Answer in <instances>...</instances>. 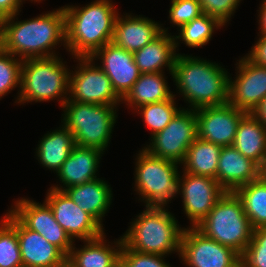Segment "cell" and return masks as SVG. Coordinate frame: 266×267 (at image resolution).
<instances>
[{"instance_id":"ffe728a7","label":"cell","mask_w":266,"mask_h":267,"mask_svg":"<svg viewBox=\"0 0 266 267\" xmlns=\"http://www.w3.org/2000/svg\"><path fill=\"white\" fill-rule=\"evenodd\" d=\"M260 166L243 156L235 147H222L216 181L226 192H235L239 187L259 179Z\"/></svg>"},{"instance_id":"7bdbcfd3","label":"cell","mask_w":266,"mask_h":267,"mask_svg":"<svg viewBox=\"0 0 266 267\" xmlns=\"http://www.w3.org/2000/svg\"><path fill=\"white\" fill-rule=\"evenodd\" d=\"M56 267H74V266L66 258L61 264L57 265Z\"/></svg>"},{"instance_id":"1f68e13d","label":"cell","mask_w":266,"mask_h":267,"mask_svg":"<svg viewBox=\"0 0 266 267\" xmlns=\"http://www.w3.org/2000/svg\"><path fill=\"white\" fill-rule=\"evenodd\" d=\"M176 95L161 102L145 104L135 109L143 117L146 126L151 130V137L163 130L182 109L176 106Z\"/></svg>"},{"instance_id":"ac0fdd59","label":"cell","mask_w":266,"mask_h":267,"mask_svg":"<svg viewBox=\"0 0 266 267\" xmlns=\"http://www.w3.org/2000/svg\"><path fill=\"white\" fill-rule=\"evenodd\" d=\"M118 13L111 42L128 52L134 53L150 43L163 32V24L142 15Z\"/></svg>"},{"instance_id":"e0dca14e","label":"cell","mask_w":266,"mask_h":267,"mask_svg":"<svg viewBox=\"0 0 266 267\" xmlns=\"http://www.w3.org/2000/svg\"><path fill=\"white\" fill-rule=\"evenodd\" d=\"M91 58L95 61L101 60L99 66L111 80L114 91L121 99L131 90L141 74L133 53L112 42L98 49Z\"/></svg>"},{"instance_id":"8d00e7d4","label":"cell","mask_w":266,"mask_h":267,"mask_svg":"<svg viewBox=\"0 0 266 267\" xmlns=\"http://www.w3.org/2000/svg\"><path fill=\"white\" fill-rule=\"evenodd\" d=\"M241 0H198L203 14L218 19L226 25L238 8Z\"/></svg>"},{"instance_id":"b9f144b4","label":"cell","mask_w":266,"mask_h":267,"mask_svg":"<svg viewBox=\"0 0 266 267\" xmlns=\"http://www.w3.org/2000/svg\"><path fill=\"white\" fill-rule=\"evenodd\" d=\"M259 178L266 183V156L264 157L259 168Z\"/></svg>"},{"instance_id":"4fadbf2b","label":"cell","mask_w":266,"mask_h":267,"mask_svg":"<svg viewBox=\"0 0 266 267\" xmlns=\"http://www.w3.org/2000/svg\"><path fill=\"white\" fill-rule=\"evenodd\" d=\"M26 228L39 233L48 242L58 247L66 256L74 241L57 223L49 204H41L28 198H20L9 210Z\"/></svg>"},{"instance_id":"d590c367","label":"cell","mask_w":266,"mask_h":267,"mask_svg":"<svg viewBox=\"0 0 266 267\" xmlns=\"http://www.w3.org/2000/svg\"><path fill=\"white\" fill-rule=\"evenodd\" d=\"M164 258L166 256L159 254L136 252L124 244L120 253V259L127 267H171L170 263H166Z\"/></svg>"},{"instance_id":"4316f807","label":"cell","mask_w":266,"mask_h":267,"mask_svg":"<svg viewBox=\"0 0 266 267\" xmlns=\"http://www.w3.org/2000/svg\"><path fill=\"white\" fill-rule=\"evenodd\" d=\"M232 146L260 166L266 156V127L250 112L246 113L239 122Z\"/></svg>"},{"instance_id":"5bb4252c","label":"cell","mask_w":266,"mask_h":267,"mask_svg":"<svg viewBox=\"0 0 266 267\" xmlns=\"http://www.w3.org/2000/svg\"><path fill=\"white\" fill-rule=\"evenodd\" d=\"M45 201L51 207L57 223L74 242L76 239L92 240L105 232V229L92 216L77 206L64 191L50 187Z\"/></svg>"},{"instance_id":"ee69618b","label":"cell","mask_w":266,"mask_h":267,"mask_svg":"<svg viewBox=\"0 0 266 267\" xmlns=\"http://www.w3.org/2000/svg\"><path fill=\"white\" fill-rule=\"evenodd\" d=\"M113 267H127V266L121 259H119V261Z\"/></svg>"},{"instance_id":"7a4b0ae2","label":"cell","mask_w":266,"mask_h":267,"mask_svg":"<svg viewBox=\"0 0 266 267\" xmlns=\"http://www.w3.org/2000/svg\"><path fill=\"white\" fill-rule=\"evenodd\" d=\"M66 50L74 57H91L110 43L118 15L112 0H94L85 6L65 5Z\"/></svg>"},{"instance_id":"484cf974","label":"cell","mask_w":266,"mask_h":267,"mask_svg":"<svg viewBox=\"0 0 266 267\" xmlns=\"http://www.w3.org/2000/svg\"><path fill=\"white\" fill-rule=\"evenodd\" d=\"M164 73H141L131 90L122 99V103L135 110L145 104L171 99L174 94L168 86Z\"/></svg>"},{"instance_id":"ab89813d","label":"cell","mask_w":266,"mask_h":267,"mask_svg":"<svg viewBox=\"0 0 266 267\" xmlns=\"http://www.w3.org/2000/svg\"><path fill=\"white\" fill-rule=\"evenodd\" d=\"M250 113L266 127V97Z\"/></svg>"},{"instance_id":"4dcf8cb0","label":"cell","mask_w":266,"mask_h":267,"mask_svg":"<svg viewBox=\"0 0 266 267\" xmlns=\"http://www.w3.org/2000/svg\"><path fill=\"white\" fill-rule=\"evenodd\" d=\"M0 219V267H21L16 217L9 211Z\"/></svg>"},{"instance_id":"6da1fadb","label":"cell","mask_w":266,"mask_h":267,"mask_svg":"<svg viewBox=\"0 0 266 267\" xmlns=\"http://www.w3.org/2000/svg\"><path fill=\"white\" fill-rule=\"evenodd\" d=\"M19 14L0 20V47L3 50L25 60L57 56L53 48H57L60 42L66 49L63 7L29 20L18 21Z\"/></svg>"},{"instance_id":"f6af8a7d","label":"cell","mask_w":266,"mask_h":267,"mask_svg":"<svg viewBox=\"0 0 266 267\" xmlns=\"http://www.w3.org/2000/svg\"><path fill=\"white\" fill-rule=\"evenodd\" d=\"M30 1H32V2L34 1V3H35V2H38V3H39V2H41V1H43V0H30Z\"/></svg>"},{"instance_id":"f1b7e54d","label":"cell","mask_w":266,"mask_h":267,"mask_svg":"<svg viewBox=\"0 0 266 267\" xmlns=\"http://www.w3.org/2000/svg\"><path fill=\"white\" fill-rule=\"evenodd\" d=\"M223 26L225 25L218 19L207 14H201L178 29V35L174 36L175 49L178 50L180 43H184L190 48L205 46L212 39L214 31L221 29Z\"/></svg>"},{"instance_id":"8992f818","label":"cell","mask_w":266,"mask_h":267,"mask_svg":"<svg viewBox=\"0 0 266 267\" xmlns=\"http://www.w3.org/2000/svg\"><path fill=\"white\" fill-rule=\"evenodd\" d=\"M119 106L66 101L61 123L74 136L75 145L105 152L110 144Z\"/></svg>"},{"instance_id":"7c38bea8","label":"cell","mask_w":266,"mask_h":267,"mask_svg":"<svg viewBox=\"0 0 266 267\" xmlns=\"http://www.w3.org/2000/svg\"><path fill=\"white\" fill-rule=\"evenodd\" d=\"M179 175L178 194L182 195L184 213L190 221L189 227H196L225 194L216 179L182 171Z\"/></svg>"},{"instance_id":"cb8c5ba5","label":"cell","mask_w":266,"mask_h":267,"mask_svg":"<svg viewBox=\"0 0 266 267\" xmlns=\"http://www.w3.org/2000/svg\"><path fill=\"white\" fill-rule=\"evenodd\" d=\"M105 239L106 236L103 233L98 238L84 240V245L80 249L74 244L67 259L74 267H113L120 259L123 246L122 236L114 240V243L108 242L107 244L108 240Z\"/></svg>"},{"instance_id":"9a60e30c","label":"cell","mask_w":266,"mask_h":267,"mask_svg":"<svg viewBox=\"0 0 266 267\" xmlns=\"http://www.w3.org/2000/svg\"><path fill=\"white\" fill-rule=\"evenodd\" d=\"M229 102L195 110L198 138L219 146H232L240 120L246 114Z\"/></svg>"},{"instance_id":"52a82bcc","label":"cell","mask_w":266,"mask_h":267,"mask_svg":"<svg viewBox=\"0 0 266 267\" xmlns=\"http://www.w3.org/2000/svg\"><path fill=\"white\" fill-rule=\"evenodd\" d=\"M195 228L207 238L231 247L240 255L250 243L254 230L235 192H225Z\"/></svg>"},{"instance_id":"30bf717a","label":"cell","mask_w":266,"mask_h":267,"mask_svg":"<svg viewBox=\"0 0 266 267\" xmlns=\"http://www.w3.org/2000/svg\"><path fill=\"white\" fill-rule=\"evenodd\" d=\"M198 138L195 110L184 107L143 148L151 155L182 164L188 148Z\"/></svg>"},{"instance_id":"44dd1931","label":"cell","mask_w":266,"mask_h":267,"mask_svg":"<svg viewBox=\"0 0 266 267\" xmlns=\"http://www.w3.org/2000/svg\"><path fill=\"white\" fill-rule=\"evenodd\" d=\"M16 232L23 266L56 267L67 258L58 247L39 233L26 228L17 218Z\"/></svg>"},{"instance_id":"603a6c76","label":"cell","mask_w":266,"mask_h":267,"mask_svg":"<svg viewBox=\"0 0 266 267\" xmlns=\"http://www.w3.org/2000/svg\"><path fill=\"white\" fill-rule=\"evenodd\" d=\"M64 192L77 206L103 227V217L109 211L113 200L112 189L106 180L97 178L66 188Z\"/></svg>"},{"instance_id":"7402d4cb","label":"cell","mask_w":266,"mask_h":267,"mask_svg":"<svg viewBox=\"0 0 266 267\" xmlns=\"http://www.w3.org/2000/svg\"><path fill=\"white\" fill-rule=\"evenodd\" d=\"M168 29L163 27V32L158 37L133 53L140 73L164 72L163 70L167 68L173 76L178 53L175 49L174 35L169 34Z\"/></svg>"},{"instance_id":"e575fe53","label":"cell","mask_w":266,"mask_h":267,"mask_svg":"<svg viewBox=\"0 0 266 267\" xmlns=\"http://www.w3.org/2000/svg\"><path fill=\"white\" fill-rule=\"evenodd\" d=\"M201 14L203 13L198 0H171L168 17L172 27L174 25L179 29Z\"/></svg>"},{"instance_id":"277c9868","label":"cell","mask_w":266,"mask_h":267,"mask_svg":"<svg viewBox=\"0 0 266 267\" xmlns=\"http://www.w3.org/2000/svg\"><path fill=\"white\" fill-rule=\"evenodd\" d=\"M123 234V244L140 253L179 255L185 227L165 207L146 206Z\"/></svg>"},{"instance_id":"836d02e7","label":"cell","mask_w":266,"mask_h":267,"mask_svg":"<svg viewBox=\"0 0 266 267\" xmlns=\"http://www.w3.org/2000/svg\"><path fill=\"white\" fill-rule=\"evenodd\" d=\"M240 261L241 267H266V227L253 230L252 239Z\"/></svg>"},{"instance_id":"f546056e","label":"cell","mask_w":266,"mask_h":267,"mask_svg":"<svg viewBox=\"0 0 266 267\" xmlns=\"http://www.w3.org/2000/svg\"><path fill=\"white\" fill-rule=\"evenodd\" d=\"M253 229L266 227V183L260 178L235 191Z\"/></svg>"},{"instance_id":"74e56055","label":"cell","mask_w":266,"mask_h":267,"mask_svg":"<svg viewBox=\"0 0 266 267\" xmlns=\"http://www.w3.org/2000/svg\"><path fill=\"white\" fill-rule=\"evenodd\" d=\"M258 41L251 47V51L245 57L253 64L266 67V35L259 34Z\"/></svg>"},{"instance_id":"9c48e42d","label":"cell","mask_w":266,"mask_h":267,"mask_svg":"<svg viewBox=\"0 0 266 267\" xmlns=\"http://www.w3.org/2000/svg\"><path fill=\"white\" fill-rule=\"evenodd\" d=\"M76 69L70 71L67 101H79L108 106L122 104L111 80L91 57H75Z\"/></svg>"},{"instance_id":"ba28073f","label":"cell","mask_w":266,"mask_h":267,"mask_svg":"<svg viewBox=\"0 0 266 267\" xmlns=\"http://www.w3.org/2000/svg\"><path fill=\"white\" fill-rule=\"evenodd\" d=\"M134 191L144 206L167 207L178 196L180 164L140 149L135 159ZM179 165V166H178Z\"/></svg>"},{"instance_id":"f35d334b","label":"cell","mask_w":266,"mask_h":267,"mask_svg":"<svg viewBox=\"0 0 266 267\" xmlns=\"http://www.w3.org/2000/svg\"><path fill=\"white\" fill-rule=\"evenodd\" d=\"M25 0H0V20L21 12Z\"/></svg>"},{"instance_id":"5b68a950","label":"cell","mask_w":266,"mask_h":267,"mask_svg":"<svg viewBox=\"0 0 266 267\" xmlns=\"http://www.w3.org/2000/svg\"><path fill=\"white\" fill-rule=\"evenodd\" d=\"M61 57L29 58L21 66L18 104L57 100L60 107L68 100L70 69Z\"/></svg>"},{"instance_id":"60d3db41","label":"cell","mask_w":266,"mask_h":267,"mask_svg":"<svg viewBox=\"0 0 266 267\" xmlns=\"http://www.w3.org/2000/svg\"><path fill=\"white\" fill-rule=\"evenodd\" d=\"M258 12L259 33L266 35V0H262Z\"/></svg>"},{"instance_id":"3957f363","label":"cell","mask_w":266,"mask_h":267,"mask_svg":"<svg viewBox=\"0 0 266 267\" xmlns=\"http://www.w3.org/2000/svg\"><path fill=\"white\" fill-rule=\"evenodd\" d=\"M229 74L216 62L178 53L172 80L187 109L196 110L228 102Z\"/></svg>"},{"instance_id":"83f0119b","label":"cell","mask_w":266,"mask_h":267,"mask_svg":"<svg viewBox=\"0 0 266 267\" xmlns=\"http://www.w3.org/2000/svg\"><path fill=\"white\" fill-rule=\"evenodd\" d=\"M222 146L197 138L188 148L182 170L216 179Z\"/></svg>"},{"instance_id":"8fae6325","label":"cell","mask_w":266,"mask_h":267,"mask_svg":"<svg viewBox=\"0 0 266 267\" xmlns=\"http://www.w3.org/2000/svg\"><path fill=\"white\" fill-rule=\"evenodd\" d=\"M179 257L188 267H241V255L207 238L195 227L184 229Z\"/></svg>"},{"instance_id":"d4e9b609","label":"cell","mask_w":266,"mask_h":267,"mask_svg":"<svg viewBox=\"0 0 266 267\" xmlns=\"http://www.w3.org/2000/svg\"><path fill=\"white\" fill-rule=\"evenodd\" d=\"M75 146L74 136L63 125L53 131H48L40 139L36 147V158L46 169L57 171L62 167Z\"/></svg>"},{"instance_id":"d6986e66","label":"cell","mask_w":266,"mask_h":267,"mask_svg":"<svg viewBox=\"0 0 266 267\" xmlns=\"http://www.w3.org/2000/svg\"><path fill=\"white\" fill-rule=\"evenodd\" d=\"M103 154L104 152L97 148L75 145L56 173L61 185H53L51 188L64 191L66 188L99 178L96 174Z\"/></svg>"},{"instance_id":"2e32d148","label":"cell","mask_w":266,"mask_h":267,"mask_svg":"<svg viewBox=\"0 0 266 267\" xmlns=\"http://www.w3.org/2000/svg\"><path fill=\"white\" fill-rule=\"evenodd\" d=\"M237 61L235 80L229 75L228 102L249 113L266 97V67L245 56Z\"/></svg>"},{"instance_id":"d6a6232c","label":"cell","mask_w":266,"mask_h":267,"mask_svg":"<svg viewBox=\"0 0 266 267\" xmlns=\"http://www.w3.org/2000/svg\"><path fill=\"white\" fill-rule=\"evenodd\" d=\"M22 62L23 60L0 47V99L18 87V96L15 100V103H17L21 90Z\"/></svg>"}]
</instances>
